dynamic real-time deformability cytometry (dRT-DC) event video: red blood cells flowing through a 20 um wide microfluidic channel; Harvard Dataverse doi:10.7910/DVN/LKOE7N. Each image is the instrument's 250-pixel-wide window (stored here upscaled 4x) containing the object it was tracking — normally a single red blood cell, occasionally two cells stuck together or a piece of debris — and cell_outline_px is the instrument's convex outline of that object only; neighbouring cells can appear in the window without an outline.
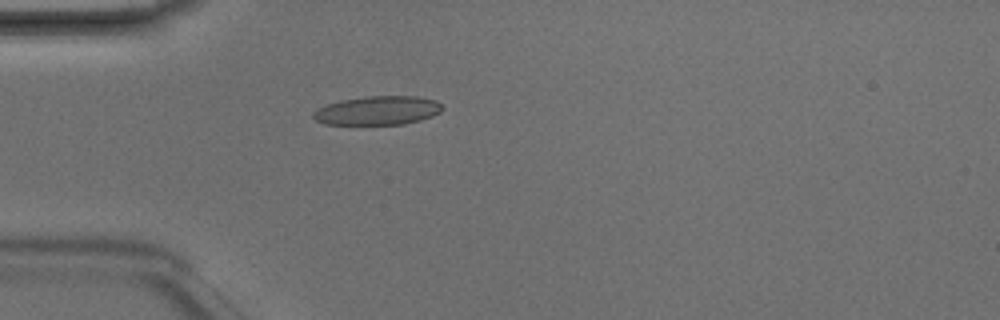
{"species": "Egyptian fruit bat (a non-hibernating species)", "species_latin": "Rousettus aegyptiacus", "temperature_condition": "room temperature", "stored_images_in_passage": 1, "camera_frame_rate_fps": 3000, "um_per_image_px": 0.085, "animal": {"sex": "male"}, "frame": {"image": 1, "passage_image": 1, "time_ms": 0.0, "image_size_px": [1000, 320], "cell_outline_px": [[444, 108], [440, 112], [432, 116], [420, 120], [404, 124], [324, 124], [316, 120], [312, 116], [312, 112], [316, 108], [340, 100], [364, 96], [416, 96], [436, 100]], "centroid_in_image_um": [32.09, 9.38], "position_along_channel_um": 52.9, "area_um2": 21.79}}